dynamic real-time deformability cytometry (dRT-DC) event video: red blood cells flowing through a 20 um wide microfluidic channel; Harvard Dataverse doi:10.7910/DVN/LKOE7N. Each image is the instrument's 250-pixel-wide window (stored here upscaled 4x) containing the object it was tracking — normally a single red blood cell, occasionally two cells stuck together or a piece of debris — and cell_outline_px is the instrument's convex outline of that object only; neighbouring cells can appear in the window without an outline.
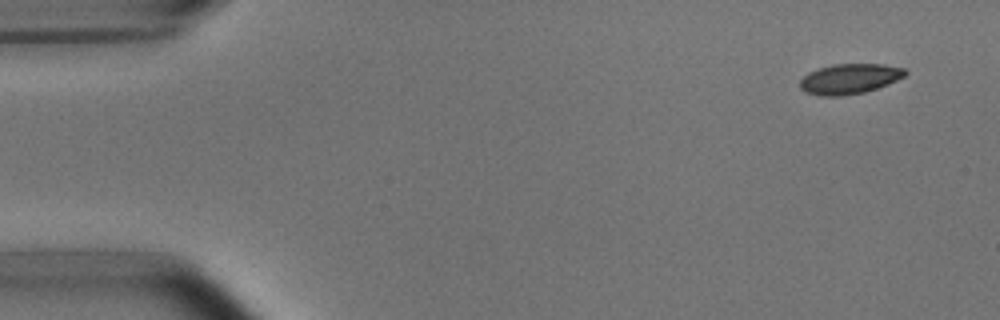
{"species": "common noctule bat (a hibernating species)", "species_latin": "Nyctalus noctula", "temperature_condition": "room temperature", "stored_images_in_passage": 50, "camera_frame_rate_fps": 3000, "um_per_image_px": 0.085, "animal": {"sex": "male", "body_mass_g": 15.6}, "frame": {"image": 1, "passage_image": 1, "time_ms": 0.0, "image_size_px": [1000, 320], "cell_outline_px": [[908, 72], [904, 76], [888, 84], [864, 92], [840, 96], [820, 96], [804, 92], [800, 88], [800, 80], [808, 72], [832, 64], [884, 64], [904, 68]], "centroid_in_image_um": [72.19, 6.7], "position_along_channel_um": 12.8, "area_um2": 18.5}}
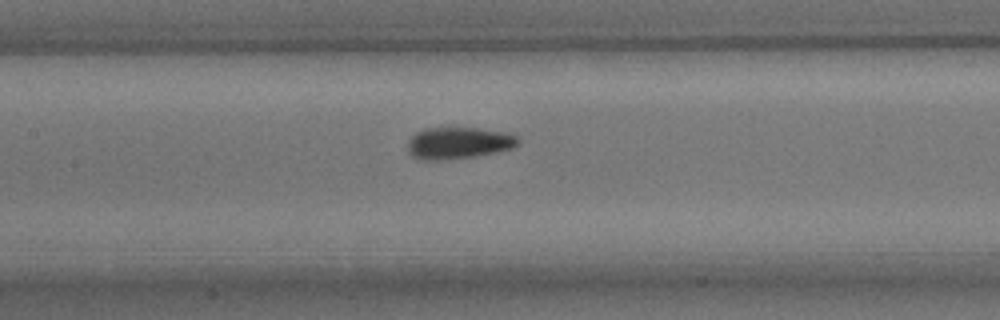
{"frame": {"image": 2, "passage_image": 22, "time_ms": 7.0, "image_size_px": [1000, 320], "cell_outline_px": [[520, 144], [512, 148], [476, 156], [440, 160], [416, 160], [408, 152], [408, 140], [416, 132], [424, 128], [476, 128], [500, 132], [516, 136], [520, 140]], "centroid_in_image_um": [38.92, 12.16], "position_along_channel_um": 168.5, "area_um2": 20.35}}
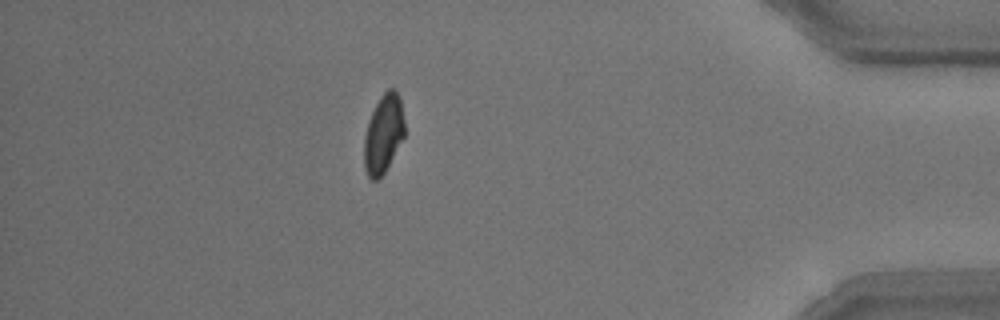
{"frame": {"image": 3, "passage_image": 44, "time_ms": 14.333, "image_size_px": [1000, 320], "cell_outline_px": [[404, 136], [384, 172], [376, 180], [372, 180], [368, 176], [364, 168], [364, 136], [368, 120], [380, 96], [388, 88], [396, 88], [400, 96], [404, 120]], "centroid_in_image_um": [32.58, 11.33], "position_along_channel_um": 402.6, "area_um2": 18.5}, "authors_computed_cell_mechanics": {"area_um2": 19.3052, "velocity_mm_per_s": 3.7904, "shape_relaxation_time_tau1_ms": 3.0722, "shape_relaxation_time_tau2_ms": 1.5745, "deformation_change_tau1": 0.1077, "deformation_change_tau2": 0.05}}